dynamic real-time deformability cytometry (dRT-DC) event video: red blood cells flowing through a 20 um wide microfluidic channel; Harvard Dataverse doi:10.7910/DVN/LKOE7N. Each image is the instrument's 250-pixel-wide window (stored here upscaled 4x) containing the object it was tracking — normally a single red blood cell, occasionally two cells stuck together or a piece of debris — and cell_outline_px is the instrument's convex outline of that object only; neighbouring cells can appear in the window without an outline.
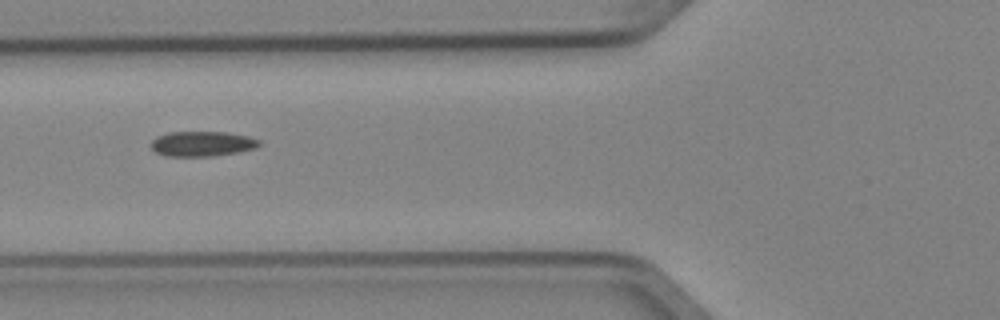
{"species": "Egyptian fruit bat (a non-hibernating species)", "species_latin": "Rousettus aegyptiacus", "temperature_condition": "cold", "stored_images_in_passage": 6, "camera_frame_rate_fps": 3000, "um_per_image_px": 0.085, "animal": {"sex": "female"}, "frame": {"image": 1, "passage_image": 6, "time_ms": 1.667, "image_size_px": [1000, 320], "cell_outline_px": [[260, 144], [256, 148], [240, 152], [212, 156], [164, 156], [156, 152], [152, 148], [152, 140], [156, 136], [168, 132], [228, 132], [248, 136], [260, 140]], "centroid_in_image_um": [17.2, 12.22], "position_along_channel_um": 108.6, "area_um2": 15.9}}